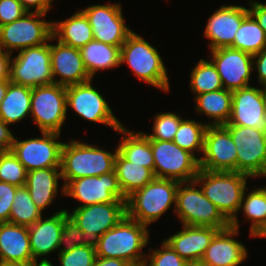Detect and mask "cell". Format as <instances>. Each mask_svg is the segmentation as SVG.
<instances>
[{
	"label": "cell",
	"instance_id": "6da1fadb",
	"mask_svg": "<svg viewBox=\"0 0 266 266\" xmlns=\"http://www.w3.org/2000/svg\"><path fill=\"white\" fill-rule=\"evenodd\" d=\"M148 226L127 215L95 242L97 257L125 260L132 266H143L146 255L142 250L149 242Z\"/></svg>",
	"mask_w": 266,
	"mask_h": 266
},
{
	"label": "cell",
	"instance_id": "7a4b0ae2",
	"mask_svg": "<svg viewBox=\"0 0 266 266\" xmlns=\"http://www.w3.org/2000/svg\"><path fill=\"white\" fill-rule=\"evenodd\" d=\"M249 175L240 172L209 171L199 169L195 181L208 198L230 222V227L240 228L238 211L248 186Z\"/></svg>",
	"mask_w": 266,
	"mask_h": 266
},
{
	"label": "cell",
	"instance_id": "3957f363",
	"mask_svg": "<svg viewBox=\"0 0 266 266\" xmlns=\"http://www.w3.org/2000/svg\"><path fill=\"white\" fill-rule=\"evenodd\" d=\"M118 149L109 152L91 145L72 139L63 143L61 149V192L65 195V186L71 181L87 176H100L114 170L115 157Z\"/></svg>",
	"mask_w": 266,
	"mask_h": 266
},
{
	"label": "cell",
	"instance_id": "277c9868",
	"mask_svg": "<svg viewBox=\"0 0 266 266\" xmlns=\"http://www.w3.org/2000/svg\"><path fill=\"white\" fill-rule=\"evenodd\" d=\"M179 181L154 178L143 188L127 197L126 215L137 222L149 226L165 214L171 205L176 206Z\"/></svg>",
	"mask_w": 266,
	"mask_h": 266
},
{
	"label": "cell",
	"instance_id": "5b68a950",
	"mask_svg": "<svg viewBox=\"0 0 266 266\" xmlns=\"http://www.w3.org/2000/svg\"><path fill=\"white\" fill-rule=\"evenodd\" d=\"M120 63L127 64L140 80L169 92L170 83L162 57L155 47L134 31L121 46Z\"/></svg>",
	"mask_w": 266,
	"mask_h": 266
},
{
	"label": "cell",
	"instance_id": "8992f818",
	"mask_svg": "<svg viewBox=\"0 0 266 266\" xmlns=\"http://www.w3.org/2000/svg\"><path fill=\"white\" fill-rule=\"evenodd\" d=\"M174 212L182 225L213 227L219 230L230 227V222L217 206L205 197L195 180L179 183Z\"/></svg>",
	"mask_w": 266,
	"mask_h": 266
},
{
	"label": "cell",
	"instance_id": "52a82bcc",
	"mask_svg": "<svg viewBox=\"0 0 266 266\" xmlns=\"http://www.w3.org/2000/svg\"><path fill=\"white\" fill-rule=\"evenodd\" d=\"M53 40L52 35L45 44L18 51L10 61V82L31 88L53 84L49 44Z\"/></svg>",
	"mask_w": 266,
	"mask_h": 266
},
{
	"label": "cell",
	"instance_id": "ba28073f",
	"mask_svg": "<svg viewBox=\"0 0 266 266\" xmlns=\"http://www.w3.org/2000/svg\"><path fill=\"white\" fill-rule=\"evenodd\" d=\"M156 178L179 182L194 181L199 171V157L181 149L173 141L150 139Z\"/></svg>",
	"mask_w": 266,
	"mask_h": 266
},
{
	"label": "cell",
	"instance_id": "9c48e42d",
	"mask_svg": "<svg viewBox=\"0 0 266 266\" xmlns=\"http://www.w3.org/2000/svg\"><path fill=\"white\" fill-rule=\"evenodd\" d=\"M66 87L50 84L32 88L30 116L41 132L61 134L67 116Z\"/></svg>",
	"mask_w": 266,
	"mask_h": 266
},
{
	"label": "cell",
	"instance_id": "30bf717a",
	"mask_svg": "<svg viewBox=\"0 0 266 266\" xmlns=\"http://www.w3.org/2000/svg\"><path fill=\"white\" fill-rule=\"evenodd\" d=\"M46 14L26 12L12 23L0 26V46L7 52L39 46L52 36V22L43 20Z\"/></svg>",
	"mask_w": 266,
	"mask_h": 266
},
{
	"label": "cell",
	"instance_id": "8fae6325",
	"mask_svg": "<svg viewBox=\"0 0 266 266\" xmlns=\"http://www.w3.org/2000/svg\"><path fill=\"white\" fill-rule=\"evenodd\" d=\"M237 151V172L266 178V132L252 127L224 125Z\"/></svg>",
	"mask_w": 266,
	"mask_h": 266
},
{
	"label": "cell",
	"instance_id": "7c38bea8",
	"mask_svg": "<svg viewBox=\"0 0 266 266\" xmlns=\"http://www.w3.org/2000/svg\"><path fill=\"white\" fill-rule=\"evenodd\" d=\"M92 80L66 87L67 110L70 107L81 118L105 124L117 132L123 124L113 114L106 98L92 86Z\"/></svg>",
	"mask_w": 266,
	"mask_h": 266
},
{
	"label": "cell",
	"instance_id": "4fadbf2b",
	"mask_svg": "<svg viewBox=\"0 0 266 266\" xmlns=\"http://www.w3.org/2000/svg\"><path fill=\"white\" fill-rule=\"evenodd\" d=\"M42 137L19 140L15 137L11 151L30 172L38 169L61 167L60 133L41 132Z\"/></svg>",
	"mask_w": 266,
	"mask_h": 266
},
{
	"label": "cell",
	"instance_id": "5bb4252c",
	"mask_svg": "<svg viewBox=\"0 0 266 266\" xmlns=\"http://www.w3.org/2000/svg\"><path fill=\"white\" fill-rule=\"evenodd\" d=\"M65 196H70L83 207L98 203H126L115 171L100 176H87L71 180L65 186Z\"/></svg>",
	"mask_w": 266,
	"mask_h": 266
},
{
	"label": "cell",
	"instance_id": "9a60e30c",
	"mask_svg": "<svg viewBox=\"0 0 266 266\" xmlns=\"http://www.w3.org/2000/svg\"><path fill=\"white\" fill-rule=\"evenodd\" d=\"M68 215L84 232L89 242L94 243L108 230L116 226L126 215V203H98L77 207Z\"/></svg>",
	"mask_w": 266,
	"mask_h": 266
},
{
	"label": "cell",
	"instance_id": "2e32d148",
	"mask_svg": "<svg viewBox=\"0 0 266 266\" xmlns=\"http://www.w3.org/2000/svg\"><path fill=\"white\" fill-rule=\"evenodd\" d=\"M81 10L89 20L94 40L121 47L132 32L126 25L120 3L96 4Z\"/></svg>",
	"mask_w": 266,
	"mask_h": 266
},
{
	"label": "cell",
	"instance_id": "e0dca14e",
	"mask_svg": "<svg viewBox=\"0 0 266 266\" xmlns=\"http://www.w3.org/2000/svg\"><path fill=\"white\" fill-rule=\"evenodd\" d=\"M199 168L209 171L237 172V151L224 125H208Z\"/></svg>",
	"mask_w": 266,
	"mask_h": 266
},
{
	"label": "cell",
	"instance_id": "ac0fdd59",
	"mask_svg": "<svg viewBox=\"0 0 266 266\" xmlns=\"http://www.w3.org/2000/svg\"><path fill=\"white\" fill-rule=\"evenodd\" d=\"M210 56L226 90L234 91L251 85V74L255 70L252 54L222 47L210 50Z\"/></svg>",
	"mask_w": 266,
	"mask_h": 266
},
{
	"label": "cell",
	"instance_id": "d6986e66",
	"mask_svg": "<svg viewBox=\"0 0 266 266\" xmlns=\"http://www.w3.org/2000/svg\"><path fill=\"white\" fill-rule=\"evenodd\" d=\"M225 125L252 127L266 132V87L249 85L232 91L231 116Z\"/></svg>",
	"mask_w": 266,
	"mask_h": 266
},
{
	"label": "cell",
	"instance_id": "ffe728a7",
	"mask_svg": "<svg viewBox=\"0 0 266 266\" xmlns=\"http://www.w3.org/2000/svg\"><path fill=\"white\" fill-rule=\"evenodd\" d=\"M249 15V8L240 5H221L208 18L204 36L210 40L209 49L231 47L236 31Z\"/></svg>",
	"mask_w": 266,
	"mask_h": 266
},
{
	"label": "cell",
	"instance_id": "44dd1931",
	"mask_svg": "<svg viewBox=\"0 0 266 266\" xmlns=\"http://www.w3.org/2000/svg\"><path fill=\"white\" fill-rule=\"evenodd\" d=\"M50 44V61L55 84L62 86L76 85L91 80L79 49L61 43ZM57 75L60 77L57 79Z\"/></svg>",
	"mask_w": 266,
	"mask_h": 266
},
{
	"label": "cell",
	"instance_id": "7402d4cb",
	"mask_svg": "<svg viewBox=\"0 0 266 266\" xmlns=\"http://www.w3.org/2000/svg\"><path fill=\"white\" fill-rule=\"evenodd\" d=\"M67 216L68 213L66 209L59 210L46 219L42 216L36 223L28 226L30 248L35 262H38V258L40 257L41 259L39 261L41 262L50 261L44 256L56 250L59 252L63 220Z\"/></svg>",
	"mask_w": 266,
	"mask_h": 266
},
{
	"label": "cell",
	"instance_id": "603a6c76",
	"mask_svg": "<svg viewBox=\"0 0 266 266\" xmlns=\"http://www.w3.org/2000/svg\"><path fill=\"white\" fill-rule=\"evenodd\" d=\"M239 230L229 227L219 230L206 248L202 261L207 266H238L247 260L245 245L234 238Z\"/></svg>",
	"mask_w": 266,
	"mask_h": 266
},
{
	"label": "cell",
	"instance_id": "cb8c5ba5",
	"mask_svg": "<svg viewBox=\"0 0 266 266\" xmlns=\"http://www.w3.org/2000/svg\"><path fill=\"white\" fill-rule=\"evenodd\" d=\"M182 230L164 241L185 261L201 260L211 239L219 231L213 227L182 225Z\"/></svg>",
	"mask_w": 266,
	"mask_h": 266
},
{
	"label": "cell",
	"instance_id": "d4e9b609",
	"mask_svg": "<svg viewBox=\"0 0 266 266\" xmlns=\"http://www.w3.org/2000/svg\"><path fill=\"white\" fill-rule=\"evenodd\" d=\"M0 261L35 262L27 226L0 223Z\"/></svg>",
	"mask_w": 266,
	"mask_h": 266
},
{
	"label": "cell",
	"instance_id": "484cf974",
	"mask_svg": "<svg viewBox=\"0 0 266 266\" xmlns=\"http://www.w3.org/2000/svg\"><path fill=\"white\" fill-rule=\"evenodd\" d=\"M60 179L62 180L61 167L27 172L25 186L31 195L32 201L42 213L58 196Z\"/></svg>",
	"mask_w": 266,
	"mask_h": 266
},
{
	"label": "cell",
	"instance_id": "4316f807",
	"mask_svg": "<svg viewBox=\"0 0 266 266\" xmlns=\"http://www.w3.org/2000/svg\"><path fill=\"white\" fill-rule=\"evenodd\" d=\"M52 35L61 43L80 49L94 39L92 27L80 10L64 21L52 22Z\"/></svg>",
	"mask_w": 266,
	"mask_h": 266
},
{
	"label": "cell",
	"instance_id": "83f0119b",
	"mask_svg": "<svg viewBox=\"0 0 266 266\" xmlns=\"http://www.w3.org/2000/svg\"><path fill=\"white\" fill-rule=\"evenodd\" d=\"M122 133L120 143L117 146L118 152L128 161L151 169L154 172V156L150 139L145 132H132L122 125L118 130Z\"/></svg>",
	"mask_w": 266,
	"mask_h": 266
},
{
	"label": "cell",
	"instance_id": "f1b7e54d",
	"mask_svg": "<svg viewBox=\"0 0 266 266\" xmlns=\"http://www.w3.org/2000/svg\"><path fill=\"white\" fill-rule=\"evenodd\" d=\"M79 51L91 79H94L98 71L113 69L121 65V47L112 46L93 39L80 48Z\"/></svg>",
	"mask_w": 266,
	"mask_h": 266
},
{
	"label": "cell",
	"instance_id": "f546056e",
	"mask_svg": "<svg viewBox=\"0 0 266 266\" xmlns=\"http://www.w3.org/2000/svg\"><path fill=\"white\" fill-rule=\"evenodd\" d=\"M196 108L199 115H205L213 121L208 125L218 126L228 123L232 110V91L225 88L198 94L194 96Z\"/></svg>",
	"mask_w": 266,
	"mask_h": 266
},
{
	"label": "cell",
	"instance_id": "4dcf8cb0",
	"mask_svg": "<svg viewBox=\"0 0 266 266\" xmlns=\"http://www.w3.org/2000/svg\"><path fill=\"white\" fill-rule=\"evenodd\" d=\"M32 88L12 82L0 105V119L8 125L16 124L30 115Z\"/></svg>",
	"mask_w": 266,
	"mask_h": 266
},
{
	"label": "cell",
	"instance_id": "1f68e13d",
	"mask_svg": "<svg viewBox=\"0 0 266 266\" xmlns=\"http://www.w3.org/2000/svg\"><path fill=\"white\" fill-rule=\"evenodd\" d=\"M114 171L126 198L155 178L151 169L126 160L119 152H117L115 157Z\"/></svg>",
	"mask_w": 266,
	"mask_h": 266
},
{
	"label": "cell",
	"instance_id": "d6a6232c",
	"mask_svg": "<svg viewBox=\"0 0 266 266\" xmlns=\"http://www.w3.org/2000/svg\"><path fill=\"white\" fill-rule=\"evenodd\" d=\"M242 210L247 221L251 222L250 237L263 238L266 235V186L257 187L249 193L245 190L239 208V211Z\"/></svg>",
	"mask_w": 266,
	"mask_h": 266
},
{
	"label": "cell",
	"instance_id": "836d02e7",
	"mask_svg": "<svg viewBox=\"0 0 266 266\" xmlns=\"http://www.w3.org/2000/svg\"><path fill=\"white\" fill-rule=\"evenodd\" d=\"M231 48L252 55L266 48V33L250 14L242 21L236 31Z\"/></svg>",
	"mask_w": 266,
	"mask_h": 266
},
{
	"label": "cell",
	"instance_id": "e575fe53",
	"mask_svg": "<svg viewBox=\"0 0 266 266\" xmlns=\"http://www.w3.org/2000/svg\"><path fill=\"white\" fill-rule=\"evenodd\" d=\"M190 88L195 95L223 89L219 73L213 62L200 59L190 74Z\"/></svg>",
	"mask_w": 266,
	"mask_h": 266
},
{
	"label": "cell",
	"instance_id": "d590c367",
	"mask_svg": "<svg viewBox=\"0 0 266 266\" xmlns=\"http://www.w3.org/2000/svg\"><path fill=\"white\" fill-rule=\"evenodd\" d=\"M208 123H199L196 120L183 119L180 122L173 142L181 149L187 150L194 156L196 152L203 153L204 136Z\"/></svg>",
	"mask_w": 266,
	"mask_h": 266
},
{
	"label": "cell",
	"instance_id": "8d00e7d4",
	"mask_svg": "<svg viewBox=\"0 0 266 266\" xmlns=\"http://www.w3.org/2000/svg\"><path fill=\"white\" fill-rule=\"evenodd\" d=\"M43 216L31 199L26 186L18 187L12 203L9 222L22 226H31Z\"/></svg>",
	"mask_w": 266,
	"mask_h": 266
},
{
	"label": "cell",
	"instance_id": "74e56055",
	"mask_svg": "<svg viewBox=\"0 0 266 266\" xmlns=\"http://www.w3.org/2000/svg\"><path fill=\"white\" fill-rule=\"evenodd\" d=\"M27 170L11 150L0 151V181L17 187L25 186Z\"/></svg>",
	"mask_w": 266,
	"mask_h": 266
},
{
	"label": "cell",
	"instance_id": "f35d334b",
	"mask_svg": "<svg viewBox=\"0 0 266 266\" xmlns=\"http://www.w3.org/2000/svg\"><path fill=\"white\" fill-rule=\"evenodd\" d=\"M154 124L151 134L145 133L149 139L173 141L178 130L182 116L173 112L157 113L154 116Z\"/></svg>",
	"mask_w": 266,
	"mask_h": 266
},
{
	"label": "cell",
	"instance_id": "ab89813d",
	"mask_svg": "<svg viewBox=\"0 0 266 266\" xmlns=\"http://www.w3.org/2000/svg\"><path fill=\"white\" fill-rule=\"evenodd\" d=\"M60 266H93L97 255L94 243L76 246L67 252H58Z\"/></svg>",
	"mask_w": 266,
	"mask_h": 266
},
{
	"label": "cell",
	"instance_id": "60d3db41",
	"mask_svg": "<svg viewBox=\"0 0 266 266\" xmlns=\"http://www.w3.org/2000/svg\"><path fill=\"white\" fill-rule=\"evenodd\" d=\"M90 242L84 232L77 226L73 219L68 215L63 220L62 232L60 235L59 252H67L76 246L89 244ZM63 245V247H62Z\"/></svg>",
	"mask_w": 266,
	"mask_h": 266
},
{
	"label": "cell",
	"instance_id": "b9f144b4",
	"mask_svg": "<svg viewBox=\"0 0 266 266\" xmlns=\"http://www.w3.org/2000/svg\"><path fill=\"white\" fill-rule=\"evenodd\" d=\"M149 250L143 266H184L186 263L164 240L160 248Z\"/></svg>",
	"mask_w": 266,
	"mask_h": 266
},
{
	"label": "cell",
	"instance_id": "7bdbcfd3",
	"mask_svg": "<svg viewBox=\"0 0 266 266\" xmlns=\"http://www.w3.org/2000/svg\"><path fill=\"white\" fill-rule=\"evenodd\" d=\"M26 12L19 0H0V26L14 22Z\"/></svg>",
	"mask_w": 266,
	"mask_h": 266
},
{
	"label": "cell",
	"instance_id": "ee69618b",
	"mask_svg": "<svg viewBox=\"0 0 266 266\" xmlns=\"http://www.w3.org/2000/svg\"><path fill=\"white\" fill-rule=\"evenodd\" d=\"M17 186L0 181V223L9 222Z\"/></svg>",
	"mask_w": 266,
	"mask_h": 266
},
{
	"label": "cell",
	"instance_id": "f6af8a7d",
	"mask_svg": "<svg viewBox=\"0 0 266 266\" xmlns=\"http://www.w3.org/2000/svg\"><path fill=\"white\" fill-rule=\"evenodd\" d=\"M253 68L257 71L259 86L266 87V48L253 55Z\"/></svg>",
	"mask_w": 266,
	"mask_h": 266
},
{
	"label": "cell",
	"instance_id": "bcb514c9",
	"mask_svg": "<svg viewBox=\"0 0 266 266\" xmlns=\"http://www.w3.org/2000/svg\"><path fill=\"white\" fill-rule=\"evenodd\" d=\"M249 5V14L266 33V3L263 4L259 1L249 0Z\"/></svg>",
	"mask_w": 266,
	"mask_h": 266
},
{
	"label": "cell",
	"instance_id": "7dc6e473",
	"mask_svg": "<svg viewBox=\"0 0 266 266\" xmlns=\"http://www.w3.org/2000/svg\"><path fill=\"white\" fill-rule=\"evenodd\" d=\"M23 6V8L27 12H32L31 10L34 8V12L47 14L51 9V2L54 0H19ZM32 8V9H31Z\"/></svg>",
	"mask_w": 266,
	"mask_h": 266
},
{
	"label": "cell",
	"instance_id": "c3c4849f",
	"mask_svg": "<svg viewBox=\"0 0 266 266\" xmlns=\"http://www.w3.org/2000/svg\"><path fill=\"white\" fill-rule=\"evenodd\" d=\"M14 140L9 125L0 119V151L11 150Z\"/></svg>",
	"mask_w": 266,
	"mask_h": 266
},
{
	"label": "cell",
	"instance_id": "681fc988",
	"mask_svg": "<svg viewBox=\"0 0 266 266\" xmlns=\"http://www.w3.org/2000/svg\"><path fill=\"white\" fill-rule=\"evenodd\" d=\"M11 55L0 46V81L9 80Z\"/></svg>",
	"mask_w": 266,
	"mask_h": 266
},
{
	"label": "cell",
	"instance_id": "f907efd6",
	"mask_svg": "<svg viewBox=\"0 0 266 266\" xmlns=\"http://www.w3.org/2000/svg\"><path fill=\"white\" fill-rule=\"evenodd\" d=\"M107 266H132L125 260L117 258H107Z\"/></svg>",
	"mask_w": 266,
	"mask_h": 266
},
{
	"label": "cell",
	"instance_id": "816d5d0a",
	"mask_svg": "<svg viewBox=\"0 0 266 266\" xmlns=\"http://www.w3.org/2000/svg\"><path fill=\"white\" fill-rule=\"evenodd\" d=\"M9 83L10 80L0 81V105L6 95Z\"/></svg>",
	"mask_w": 266,
	"mask_h": 266
},
{
	"label": "cell",
	"instance_id": "f5cc1de1",
	"mask_svg": "<svg viewBox=\"0 0 266 266\" xmlns=\"http://www.w3.org/2000/svg\"><path fill=\"white\" fill-rule=\"evenodd\" d=\"M33 262H5L0 261V266H32Z\"/></svg>",
	"mask_w": 266,
	"mask_h": 266
},
{
	"label": "cell",
	"instance_id": "db71d44e",
	"mask_svg": "<svg viewBox=\"0 0 266 266\" xmlns=\"http://www.w3.org/2000/svg\"><path fill=\"white\" fill-rule=\"evenodd\" d=\"M184 266H207L202 260L186 261Z\"/></svg>",
	"mask_w": 266,
	"mask_h": 266
},
{
	"label": "cell",
	"instance_id": "11a10c76",
	"mask_svg": "<svg viewBox=\"0 0 266 266\" xmlns=\"http://www.w3.org/2000/svg\"><path fill=\"white\" fill-rule=\"evenodd\" d=\"M93 266H107V258L97 257Z\"/></svg>",
	"mask_w": 266,
	"mask_h": 266
},
{
	"label": "cell",
	"instance_id": "9f6ffc18",
	"mask_svg": "<svg viewBox=\"0 0 266 266\" xmlns=\"http://www.w3.org/2000/svg\"><path fill=\"white\" fill-rule=\"evenodd\" d=\"M32 266H54L52 261H38V262H33Z\"/></svg>",
	"mask_w": 266,
	"mask_h": 266
}]
</instances>
